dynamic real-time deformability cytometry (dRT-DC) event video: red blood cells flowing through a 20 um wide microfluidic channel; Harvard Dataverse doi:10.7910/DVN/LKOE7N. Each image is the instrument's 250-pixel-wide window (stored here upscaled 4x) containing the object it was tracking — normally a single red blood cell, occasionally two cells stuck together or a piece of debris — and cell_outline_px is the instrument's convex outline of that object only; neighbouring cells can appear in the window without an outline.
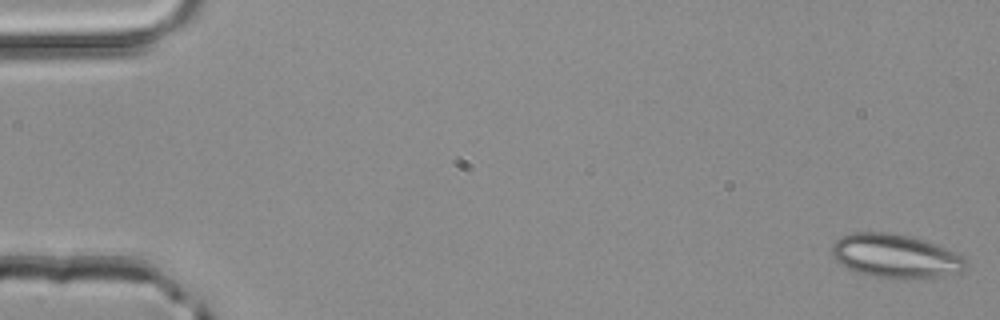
{"species": "common noctule bat (a hibernating species)", "species_latin": "Nyctalus noctula", "temperature_condition": "room temperature", "stored_images_in_passage": 4, "camera_frame_rate_fps": 3000, "um_per_image_px": 0.085, "animal": {"sex": "male", "body_mass_g": 20.4}, "frame": {"image": 1, "passage_image": 1, "time_ms": 0.0, "image_size_px": [1000, 320], "cell_outline_px": [[968, 264], [960, 272], [940, 276], [904, 280], [876, 276], [860, 272], [848, 268], [840, 264], [832, 256], [832, 244], [840, 236], [856, 232], [888, 232], [908, 236], [924, 240], [936, 244], [964, 256], [968, 260]], "centroid_in_image_um": [76.13, 21.76], "position_along_channel_um": 8.9, "area_um2": 34.22}}